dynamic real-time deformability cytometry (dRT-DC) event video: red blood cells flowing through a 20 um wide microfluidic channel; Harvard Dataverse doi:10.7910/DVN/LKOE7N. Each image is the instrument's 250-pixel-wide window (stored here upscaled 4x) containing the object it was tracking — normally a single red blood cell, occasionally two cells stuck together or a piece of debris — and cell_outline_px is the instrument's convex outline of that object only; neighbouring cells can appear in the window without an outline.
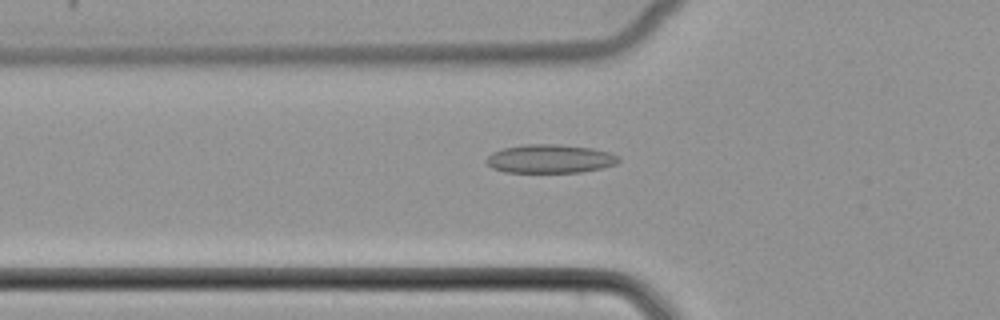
{"species": "common noctule bat (a hibernating species)", "species_latin": "Nyctalus noctula", "temperature_condition": "cold", "stored_images_in_passage": 51, "camera_frame_rate_fps": 3000, "um_per_image_px": 0.085, "animal": {"sex": "female", "body_mass_g": 22.7, "forearm_length_mm": 54.2}, "frame": {"image": 1, "passage_image": 18, "time_ms": 5.667, "image_size_px": [1000, 320], "cell_outline_px": [[620, 160], [616, 164], [600, 168], [580, 172], [504, 172], [492, 168], [484, 160], [492, 152], [504, 148], [524, 144], [560, 144], [592, 148], [608, 152], [616, 156]], "centroid_in_image_um": [46.71, 13.49], "position_along_channel_um": 79.1, "area_um2": 21.96}}
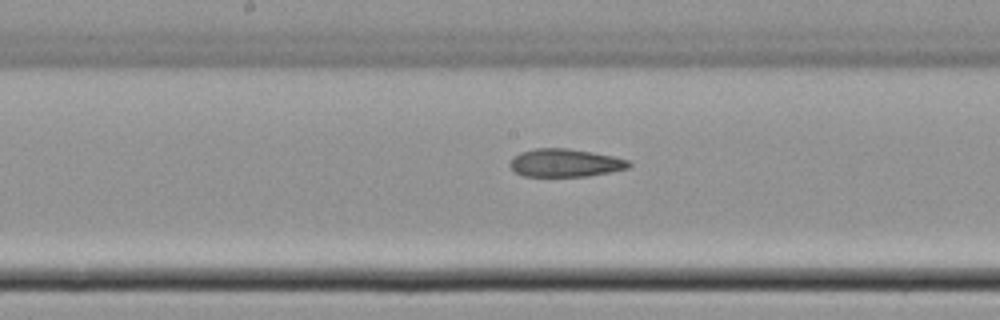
{"frame": {"image": 2, "passage_image": 27, "time_ms": 8.667, "image_size_px": [1000, 320], "cell_outline_px": [[632, 164], [628, 168], [588, 176], [524, 176], [516, 172], [508, 164], [512, 156], [520, 152], [536, 148], [568, 148], [592, 152], [612, 156], [628, 160]], "centroid_in_image_um": [48.0, 13.83], "position_along_channel_um": 200.2, "area_um2": 19.36}}
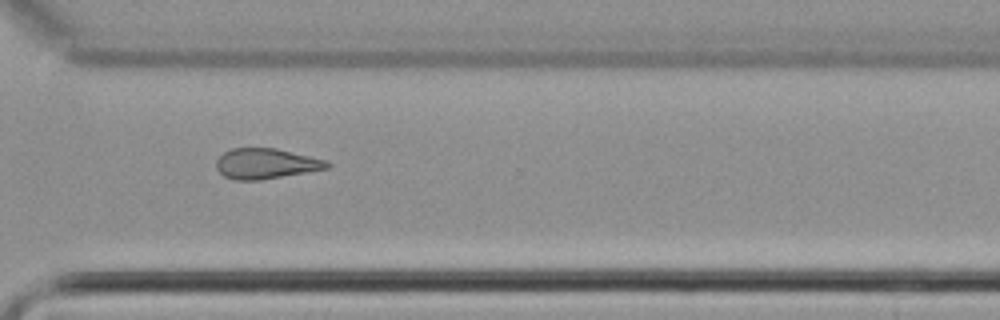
{"frame": {"image": 3, "passage_image": 38, "time_ms": 12.333, "image_size_px": [1000, 320], "cell_outline_px": [[332, 164], [328, 168], [260, 180], [232, 180], [224, 176], [216, 168], [216, 160], [224, 152], [232, 148], [276, 148], [328, 160]], "centroid_in_image_um": [22.6, 13.9], "position_along_channel_um": 348.0, "area_um2": 19.65}}